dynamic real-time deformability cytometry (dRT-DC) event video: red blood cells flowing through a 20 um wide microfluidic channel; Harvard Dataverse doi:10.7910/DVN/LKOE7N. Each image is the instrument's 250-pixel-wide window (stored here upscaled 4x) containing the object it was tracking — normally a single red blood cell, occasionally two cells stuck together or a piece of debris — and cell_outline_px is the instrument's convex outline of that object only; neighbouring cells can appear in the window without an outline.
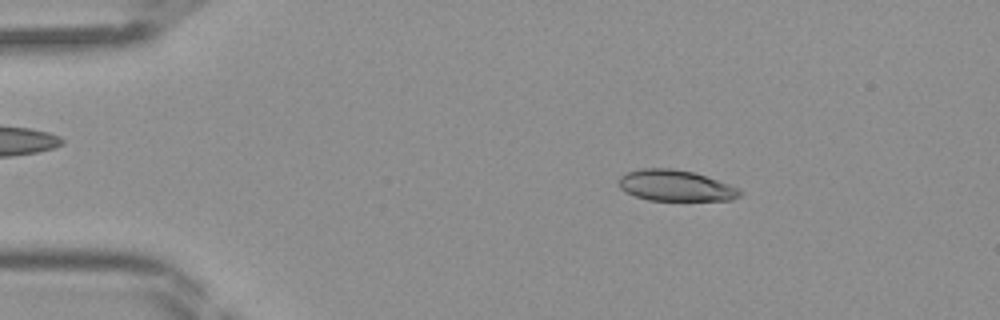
{"species": "Egyptian fruit bat (a non-hibernating species)", "species_latin": "Rousettus aegyptiacus", "temperature_condition": "room temperature", "stored_images_in_passage": 28, "camera_frame_rate_fps": 3000, "um_per_image_px": 0.085, "frame": {"image": 1, "passage_image": 7, "time_ms": 2.0, "image_size_px": [1000, 320], "cell_outline_px": [[744, 192], [740, 196], [732, 200], [648, 200], [636, 196], [620, 188], [616, 180], [620, 176], [628, 172], [644, 168], [668, 168], [692, 172], [740, 188]], "centroid_in_image_um": [57.42, 15.78], "position_along_channel_um": 27.6, "area_um2": 21.73}}
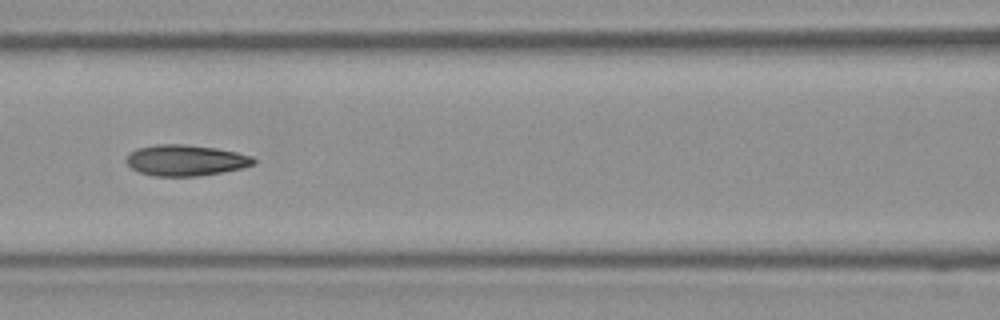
{"frame": {"image": 2, "passage_image": 19, "time_ms": 6.0, "image_size_px": [1000, 320], "cell_outline_px": [[256, 164], [244, 168], [224, 172], [196, 176], [156, 176], [140, 172], [132, 168], [124, 160], [128, 152], [136, 148], [156, 144], [184, 144], [216, 148], [236, 152], [252, 156], [256, 160]], "centroid_in_image_um": [15.78, 13.62], "position_along_channel_um": 150.8, "area_um2": 23.24}}
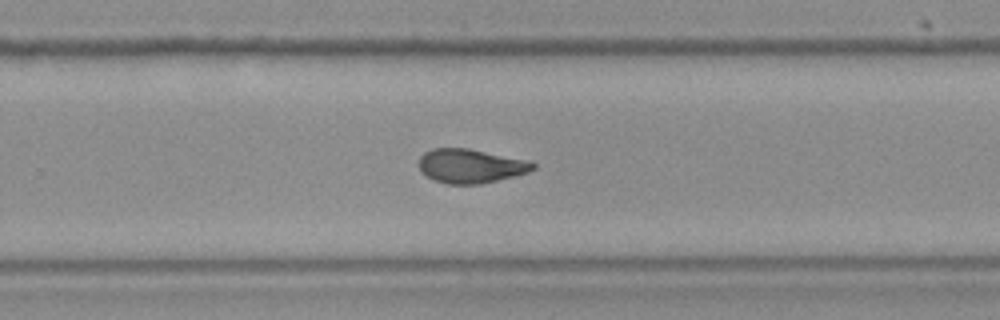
{"frame": {"image": 3, "passage_image": 28, "time_ms": 9.0, "image_size_px": [1000, 320], "cell_outline_px": [[536, 168], [528, 172], [516, 176], [480, 184], [448, 184], [432, 180], [420, 172], [420, 156], [424, 152], [432, 148], [468, 148], [528, 160], [536, 164]], "centroid_in_image_um": [40.0, 14.11], "position_along_channel_um": 289.8, "area_um2": 22.83}}